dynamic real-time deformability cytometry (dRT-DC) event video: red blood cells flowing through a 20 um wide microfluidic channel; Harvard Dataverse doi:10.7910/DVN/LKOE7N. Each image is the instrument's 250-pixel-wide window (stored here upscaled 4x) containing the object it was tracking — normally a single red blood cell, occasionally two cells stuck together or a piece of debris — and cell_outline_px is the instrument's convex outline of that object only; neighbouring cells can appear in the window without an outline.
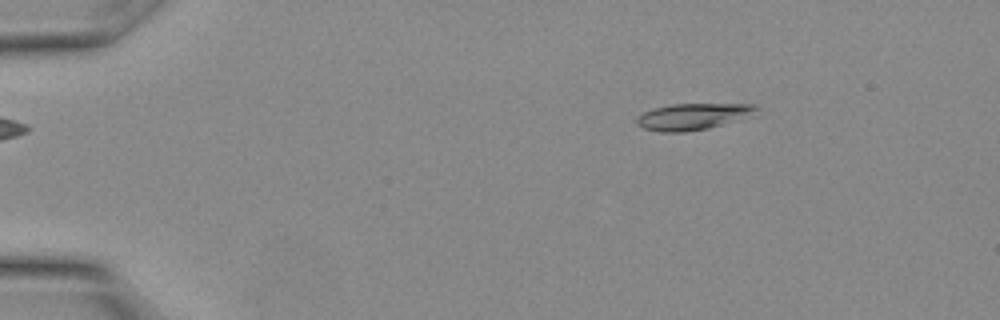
{"species": "Egyptian fruit bat (a non-hibernating species)", "species_latin": "Rousettus aegyptiacus", "temperature_condition": "warm", "stored_images_in_passage": 16, "camera_frame_rate_fps": 3000, "um_per_image_px": 0.085, "animal": {"sex": "female"}, "frame": {"image": 1, "passage_image": 4, "time_ms": 1.0, "image_size_px": [1000, 320], "cell_outline_px": [[756, 116], [708, 128], [684, 132], [660, 132], [644, 128], [636, 124], [636, 120], [644, 112], [656, 108], [672, 104], [756, 104]], "centroid_in_image_um": [58.97, 9.91], "position_along_channel_um": 26.0, "area_um2": 18.44}}
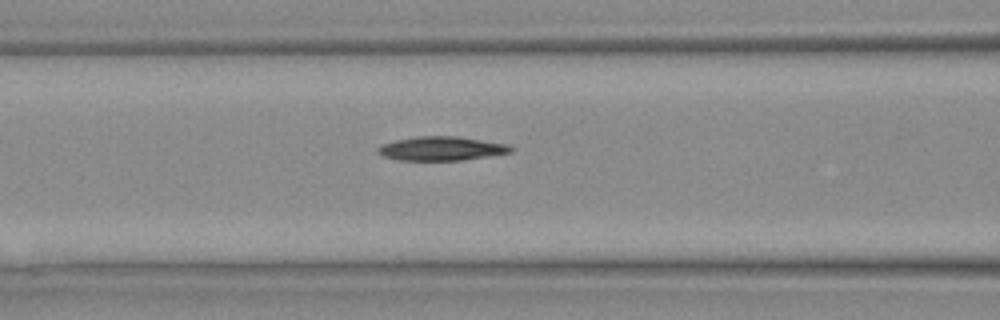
{"frame": {"image": 2, "passage_image": 12, "time_ms": 3.667, "image_size_px": [1000, 320], "cell_outline_px": [[516, 148], [512, 152], [464, 160], [400, 160], [384, 156], [376, 152], [376, 148], [380, 144], [396, 140], [416, 136], [456, 136], [508, 144]], "centroid_in_image_um": [37.52, 12.62], "position_along_channel_um": 129.1, "area_um2": 18.67}}
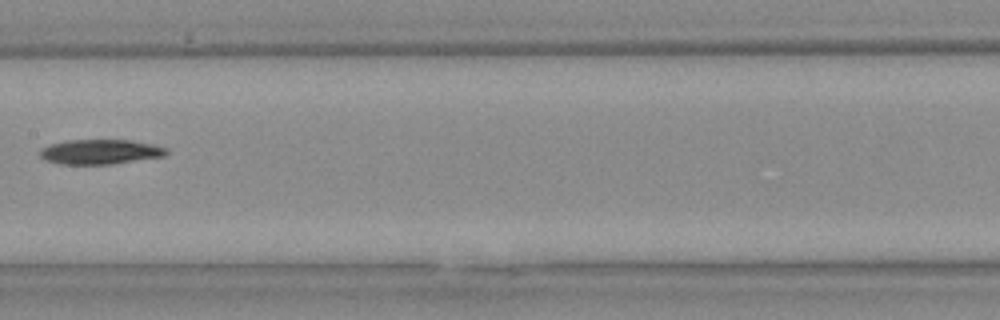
{"frame": {"image": 3, "passage_image": 15, "time_ms": 4.667, "image_size_px": [1000, 320], "cell_outline_px": [[168, 152], [164, 156], [112, 164], [60, 164], [44, 160], [40, 156], [40, 148], [52, 144], [68, 140], [132, 140], [168, 148]], "centroid_in_image_um": [8.51, 12.9], "position_along_channel_um": 198.9, "area_um2": 18.21}}